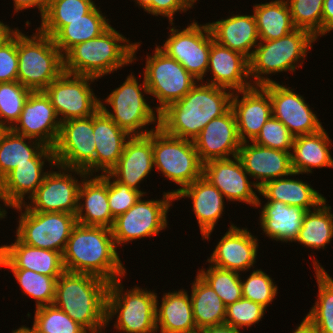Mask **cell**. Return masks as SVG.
Wrapping results in <instances>:
<instances>
[{"label":"cell","mask_w":333,"mask_h":333,"mask_svg":"<svg viewBox=\"0 0 333 333\" xmlns=\"http://www.w3.org/2000/svg\"><path fill=\"white\" fill-rule=\"evenodd\" d=\"M233 92L202 81L159 113V127L168 135L194 140L214 118L231 108Z\"/></svg>","instance_id":"cell-1"},{"label":"cell","mask_w":333,"mask_h":333,"mask_svg":"<svg viewBox=\"0 0 333 333\" xmlns=\"http://www.w3.org/2000/svg\"><path fill=\"white\" fill-rule=\"evenodd\" d=\"M62 255L65 271L95 275L109 283L126 275L111 229L106 227L77 223Z\"/></svg>","instance_id":"cell-2"},{"label":"cell","mask_w":333,"mask_h":333,"mask_svg":"<svg viewBox=\"0 0 333 333\" xmlns=\"http://www.w3.org/2000/svg\"><path fill=\"white\" fill-rule=\"evenodd\" d=\"M109 282L87 273L64 271L53 304L89 333H104Z\"/></svg>","instance_id":"cell-3"},{"label":"cell","mask_w":333,"mask_h":333,"mask_svg":"<svg viewBox=\"0 0 333 333\" xmlns=\"http://www.w3.org/2000/svg\"><path fill=\"white\" fill-rule=\"evenodd\" d=\"M140 42L131 43L110 26L98 37L79 43L64 56V72L100 79L135 63Z\"/></svg>","instance_id":"cell-4"},{"label":"cell","mask_w":333,"mask_h":333,"mask_svg":"<svg viewBox=\"0 0 333 333\" xmlns=\"http://www.w3.org/2000/svg\"><path fill=\"white\" fill-rule=\"evenodd\" d=\"M316 40L310 32L297 28L279 39L260 40L249 59V77L253 78L250 80L253 86L276 82L268 78L269 74L293 73L297 67H303L307 52Z\"/></svg>","instance_id":"cell-5"},{"label":"cell","mask_w":333,"mask_h":333,"mask_svg":"<svg viewBox=\"0 0 333 333\" xmlns=\"http://www.w3.org/2000/svg\"><path fill=\"white\" fill-rule=\"evenodd\" d=\"M18 78L32 91H44L64 72V58L54 40L38 28L27 36L17 28Z\"/></svg>","instance_id":"cell-6"},{"label":"cell","mask_w":333,"mask_h":333,"mask_svg":"<svg viewBox=\"0 0 333 333\" xmlns=\"http://www.w3.org/2000/svg\"><path fill=\"white\" fill-rule=\"evenodd\" d=\"M121 279L109 283L106 326L117 315L113 325L118 332L157 333V293L137 285L125 291Z\"/></svg>","instance_id":"cell-7"},{"label":"cell","mask_w":333,"mask_h":333,"mask_svg":"<svg viewBox=\"0 0 333 333\" xmlns=\"http://www.w3.org/2000/svg\"><path fill=\"white\" fill-rule=\"evenodd\" d=\"M136 78L131 72L120 87L112 90L105 101L100 102V108L130 136H144L159 127V112L151 108L144 98L143 93L149 95L144 78L143 84H139ZM107 105L111 106V111ZM155 123V128L148 130L145 127Z\"/></svg>","instance_id":"cell-8"},{"label":"cell","mask_w":333,"mask_h":333,"mask_svg":"<svg viewBox=\"0 0 333 333\" xmlns=\"http://www.w3.org/2000/svg\"><path fill=\"white\" fill-rule=\"evenodd\" d=\"M152 148L156 170L181 186L169 191L172 195L203 176V163L192 140L168 135L158 127L152 131Z\"/></svg>","instance_id":"cell-9"},{"label":"cell","mask_w":333,"mask_h":333,"mask_svg":"<svg viewBox=\"0 0 333 333\" xmlns=\"http://www.w3.org/2000/svg\"><path fill=\"white\" fill-rule=\"evenodd\" d=\"M13 209L20 212L15 236L20 242L63 254L72 230L77 225L75 214L30 211L25 205Z\"/></svg>","instance_id":"cell-10"},{"label":"cell","mask_w":333,"mask_h":333,"mask_svg":"<svg viewBox=\"0 0 333 333\" xmlns=\"http://www.w3.org/2000/svg\"><path fill=\"white\" fill-rule=\"evenodd\" d=\"M153 55H146L144 81L149 95L158 100L154 108L159 113L181 100L198 82L179 62L169 57L155 44Z\"/></svg>","instance_id":"cell-11"},{"label":"cell","mask_w":333,"mask_h":333,"mask_svg":"<svg viewBox=\"0 0 333 333\" xmlns=\"http://www.w3.org/2000/svg\"><path fill=\"white\" fill-rule=\"evenodd\" d=\"M143 197L114 219L111 232L116 247L137 239L157 236L167 228V214L170 206H173L172 201H175L174 195L168 191L163 192L161 200H145Z\"/></svg>","instance_id":"cell-12"},{"label":"cell","mask_w":333,"mask_h":333,"mask_svg":"<svg viewBox=\"0 0 333 333\" xmlns=\"http://www.w3.org/2000/svg\"><path fill=\"white\" fill-rule=\"evenodd\" d=\"M170 29L168 38L158 47L169 57L179 62L199 82L207 73L211 44L214 41L208 23L195 20L180 30Z\"/></svg>","instance_id":"cell-13"},{"label":"cell","mask_w":333,"mask_h":333,"mask_svg":"<svg viewBox=\"0 0 333 333\" xmlns=\"http://www.w3.org/2000/svg\"><path fill=\"white\" fill-rule=\"evenodd\" d=\"M56 165L96 174V145L93 134V115L61 122L53 148Z\"/></svg>","instance_id":"cell-14"},{"label":"cell","mask_w":333,"mask_h":333,"mask_svg":"<svg viewBox=\"0 0 333 333\" xmlns=\"http://www.w3.org/2000/svg\"><path fill=\"white\" fill-rule=\"evenodd\" d=\"M95 80L91 76L63 72L49 84L44 92L60 122L92 116L100 108L102 100L97 98L90 86Z\"/></svg>","instance_id":"cell-15"},{"label":"cell","mask_w":333,"mask_h":333,"mask_svg":"<svg viewBox=\"0 0 333 333\" xmlns=\"http://www.w3.org/2000/svg\"><path fill=\"white\" fill-rule=\"evenodd\" d=\"M57 167L58 171L49 170L42 184L29 199L31 200L30 203L26 202L24 204L30 211L62 212L76 215L80 182H82V178L87 173L82 170L65 168L59 165ZM70 172L74 173V175ZM75 174L78 177H82L80 181L78 178L76 179Z\"/></svg>","instance_id":"cell-16"},{"label":"cell","mask_w":333,"mask_h":333,"mask_svg":"<svg viewBox=\"0 0 333 333\" xmlns=\"http://www.w3.org/2000/svg\"><path fill=\"white\" fill-rule=\"evenodd\" d=\"M203 177L215 186L227 201H239L255 208L262 206L261 199L255 192H259V188L255 181H249V174L237 156L204 163ZM254 189L256 190L253 191Z\"/></svg>","instance_id":"cell-17"},{"label":"cell","mask_w":333,"mask_h":333,"mask_svg":"<svg viewBox=\"0 0 333 333\" xmlns=\"http://www.w3.org/2000/svg\"><path fill=\"white\" fill-rule=\"evenodd\" d=\"M272 103V115L294 136L315 133L323 128L318 116L294 89L277 82L263 85Z\"/></svg>","instance_id":"cell-18"},{"label":"cell","mask_w":333,"mask_h":333,"mask_svg":"<svg viewBox=\"0 0 333 333\" xmlns=\"http://www.w3.org/2000/svg\"><path fill=\"white\" fill-rule=\"evenodd\" d=\"M45 162H48L52 169L57 168L54 151L47 146L30 159V163L16 166L1 180L3 206L13 208L24 205L26 198L30 199L35 194L49 172L43 169ZM26 195L27 197L24 198Z\"/></svg>","instance_id":"cell-19"},{"label":"cell","mask_w":333,"mask_h":333,"mask_svg":"<svg viewBox=\"0 0 333 333\" xmlns=\"http://www.w3.org/2000/svg\"><path fill=\"white\" fill-rule=\"evenodd\" d=\"M60 125L61 122L45 92L32 91L11 130L53 149L59 136Z\"/></svg>","instance_id":"cell-20"},{"label":"cell","mask_w":333,"mask_h":333,"mask_svg":"<svg viewBox=\"0 0 333 333\" xmlns=\"http://www.w3.org/2000/svg\"><path fill=\"white\" fill-rule=\"evenodd\" d=\"M201 162L236 157L241 147L234 111L212 119L193 140Z\"/></svg>","instance_id":"cell-21"},{"label":"cell","mask_w":333,"mask_h":333,"mask_svg":"<svg viewBox=\"0 0 333 333\" xmlns=\"http://www.w3.org/2000/svg\"><path fill=\"white\" fill-rule=\"evenodd\" d=\"M258 241L247 228H240L231 223L207 262L239 273L249 271L251 267L255 268L253 266L257 259Z\"/></svg>","instance_id":"cell-22"},{"label":"cell","mask_w":333,"mask_h":333,"mask_svg":"<svg viewBox=\"0 0 333 333\" xmlns=\"http://www.w3.org/2000/svg\"><path fill=\"white\" fill-rule=\"evenodd\" d=\"M239 95L242 96L241 99ZM231 108L236 117L241 142L253 141L272 115L271 99L263 86L233 92Z\"/></svg>","instance_id":"cell-23"},{"label":"cell","mask_w":333,"mask_h":333,"mask_svg":"<svg viewBox=\"0 0 333 333\" xmlns=\"http://www.w3.org/2000/svg\"><path fill=\"white\" fill-rule=\"evenodd\" d=\"M152 131L144 136H131L125 143L123 153L109 174L119 183L141 191L140 183L153 171Z\"/></svg>","instance_id":"cell-24"},{"label":"cell","mask_w":333,"mask_h":333,"mask_svg":"<svg viewBox=\"0 0 333 333\" xmlns=\"http://www.w3.org/2000/svg\"><path fill=\"white\" fill-rule=\"evenodd\" d=\"M291 152L257 145L254 142H242L237 157L250 178L256 179L257 188L274 179L290 175Z\"/></svg>","instance_id":"cell-25"},{"label":"cell","mask_w":333,"mask_h":333,"mask_svg":"<svg viewBox=\"0 0 333 333\" xmlns=\"http://www.w3.org/2000/svg\"><path fill=\"white\" fill-rule=\"evenodd\" d=\"M28 269L51 277H60L65 271L63 255L54 250L36 248L20 242L0 246V270Z\"/></svg>","instance_id":"cell-26"},{"label":"cell","mask_w":333,"mask_h":333,"mask_svg":"<svg viewBox=\"0 0 333 333\" xmlns=\"http://www.w3.org/2000/svg\"><path fill=\"white\" fill-rule=\"evenodd\" d=\"M213 75L205 83L226 88L232 92L253 86L249 77V60L242 54L213 41L210 48L207 74ZM208 81V82H207Z\"/></svg>","instance_id":"cell-27"},{"label":"cell","mask_w":333,"mask_h":333,"mask_svg":"<svg viewBox=\"0 0 333 333\" xmlns=\"http://www.w3.org/2000/svg\"><path fill=\"white\" fill-rule=\"evenodd\" d=\"M75 216L79 224L111 229L114 218L108 202V173L95 176L87 174L82 179Z\"/></svg>","instance_id":"cell-28"},{"label":"cell","mask_w":333,"mask_h":333,"mask_svg":"<svg viewBox=\"0 0 333 333\" xmlns=\"http://www.w3.org/2000/svg\"><path fill=\"white\" fill-rule=\"evenodd\" d=\"M184 197L191 198L201 236L209 241L211 233L214 231L218 219L222 218L225 209L224 195L202 176L179 190L174 195V200Z\"/></svg>","instance_id":"cell-29"},{"label":"cell","mask_w":333,"mask_h":333,"mask_svg":"<svg viewBox=\"0 0 333 333\" xmlns=\"http://www.w3.org/2000/svg\"><path fill=\"white\" fill-rule=\"evenodd\" d=\"M214 41L233 51H236L248 60L258 45L256 19L252 15L231 14L226 19L208 22Z\"/></svg>","instance_id":"cell-30"},{"label":"cell","mask_w":333,"mask_h":333,"mask_svg":"<svg viewBox=\"0 0 333 333\" xmlns=\"http://www.w3.org/2000/svg\"><path fill=\"white\" fill-rule=\"evenodd\" d=\"M93 134L96 145V172L109 173L118 163L126 141L131 137L101 108L93 114Z\"/></svg>","instance_id":"cell-31"},{"label":"cell","mask_w":333,"mask_h":333,"mask_svg":"<svg viewBox=\"0 0 333 333\" xmlns=\"http://www.w3.org/2000/svg\"><path fill=\"white\" fill-rule=\"evenodd\" d=\"M332 139L324 128L294 137L290 153L292 170L299 174L312 173L314 168H333Z\"/></svg>","instance_id":"cell-32"},{"label":"cell","mask_w":333,"mask_h":333,"mask_svg":"<svg viewBox=\"0 0 333 333\" xmlns=\"http://www.w3.org/2000/svg\"><path fill=\"white\" fill-rule=\"evenodd\" d=\"M261 210L262 233L277 242H295L307 210L278 201H267Z\"/></svg>","instance_id":"cell-33"},{"label":"cell","mask_w":333,"mask_h":333,"mask_svg":"<svg viewBox=\"0 0 333 333\" xmlns=\"http://www.w3.org/2000/svg\"><path fill=\"white\" fill-rule=\"evenodd\" d=\"M156 327L160 333H197L192 303L185 289L164 293L161 304L156 297ZM160 304V306H159Z\"/></svg>","instance_id":"cell-34"},{"label":"cell","mask_w":333,"mask_h":333,"mask_svg":"<svg viewBox=\"0 0 333 333\" xmlns=\"http://www.w3.org/2000/svg\"><path fill=\"white\" fill-rule=\"evenodd\" d=\"M300 175L293 171L290 175L274 179L259 188V195L267 201L283 202L289 206H297L307 211L315 209L326 197L313 189L303 180L289 178L288 176ZM287 178V179H286Z\"/></svg>","instance_id":"cell-35"},{"label":"cell","mask_w":333,"mask_h":333,"mask_svg":"<svg viewBox=\"0 0 333 333\" xmlns=\"http://www.w3.org/2000/svg\"><path fill=\"white\" fill-rule=\"evenodd\" d=\"M97 5L81 19L70 21L63 26L52 38L55 45L64 56L75 45L98 37L111 25L106 15Z\"/></svg>","instance_id":"cell-36"},{"label":"cell","mask_w":333,"mask_h":333,"mask_svg":"<svg viewBox=\"0 0 333 333\" xmlns=\"http://www.w3.org/2000/svg\"><path fill=\"white\" fill-rule=\"evenodd\" d=\"M191 288L190 299L197 329L224 324L226 306L212 287L196 274Z\"/></svg>","instance_id":"cell-37"},{"label":"cell","mask_w":333,"mask_h":333,"mask_svg":"<svg viewBox=\"0 0 333 333\" xmlns=\"http://www.w3.org/2000/svg\"><path fill=\"white\" fill-rule=\"evenodd\" d=\"M259 40H274L295 30L286 0L253 5Z\"/></svg>","instance_id":"cell-38"},{"label":"cell","mask_w":333,"mask_h":333,"mask_svg":"<svg viewBox=\"0 0 333 333\" xmlns=\"http://www.w3.org/2000/svg\"><path fill=\"white\" fill-rule=\"evenodd\" d=\"M326 199L306 212L295 242L313 250L325 249L333 238V213ZM315 248V249H314Z\"/></svg>","instance_id":"cell-39"},{"label":"cell","mask_w":333,"mask_h":333,"mask_svg":"<svg viewBox=\"0 0 333 333\" xmlns=\"http://www.w3.org/2000/svg\"><path fill=\"white\" fill-rule=\"evenodd\" d=\"M315 278L318 285V295L315 305L309 310L305 319L319 333H333V278L327 274L318 260L312 259Z\"/></svg>","instance_id":"cell-40"},{"label":"cell","mask_w":333,"mask_h":333,"mask_svg":"<svg viewBox=\"0 0 333 333\" xmlns=\"http://www.w3.org/2000/svg\"><path fill=\"white\" fill-rule=\"evenodd\" d=\"M44 146L37 140L8 129L0 139V181L16 166L30 163V159Z\"/></svg>","instance_id":"cell-41"},{"label":"cell","mask_w":333,"mask_h":333,"mask_svg":"<svg viewBox=\"0 0 333 333\" xmlns=\"http://www.w3.org/2000/svg\"><path fill=\"white\" fill-rule=\"evenodd\" d=\"M96 6L93 0H50L38 29L53 37L63 26L88 14Z\"/></svg>","instance_id":"cell-42"},{"label":"cell","mask_w":333,"mask_h":333,"mask_svg":"<svg viewBox=\"0 0 333 333\" xmlns=\"http://www.w3.org/2000/svg\"><path fill=\"white\" fill-rule=\"evenodd\" d=\"M9 270L13 273L23 294L36 300V308L53 304L59 277L43 275L28 269Z\"/></svg>","instance_id":"cell-43"},{"label":"cell","mask_w":333,"mask_h":333,"mask_svg":"<svg viewBox=\"0 0 333 333\" xmlns=\"http://www.w3.org/2000/svg\"><path fill=\"white\" fill-rule=\"evenodd\" d=\"M197 274L208 283L221 298L225 306L242 298L241 278L239 272L222 269L213 265L199 269Z\"/></svg>","instance_id":"cell-44"},{"label":"cell","mask_w":333,"mask_h":333,"mask_svg":"<svg viewBox=\"0 0 333 333\" xmlns=\"http://www.w3.org/2000/svg\"><path fill=\"white\" fill-rule=\"evenodd\" d=\"M33 320L36 333H89L54 304L36 308Z\"/></svg>","instance_id":"cell-45"},{"label":"cell","mask_w":333,"mask_h":333,"mask_svg":"<svg viewBox=\"0 0 333 333\" xmlns=\"http://www.w3.org/2000/svg\"><path fill=\"white\" fill-rule=\"evenodd\" d=\"M31 92L18 81L0 83V121L7 129L18 121Z\"/></svg>","instance_id":"cell-46"},{"label":"cell","mask_w":333,"mask_h":333,"mask_svg":"<svg viewBox=\"0 0 333 333\" xmlns=\"http://www.w3.org/2000/svg\"><path fill=\"white\" fill-rule=\"evenodd\" d=\"M293 25L310 32L316 39L322 37L324 0H286Z\"/></svg>","instance_id":"cell-47"},{"label":"cell","mask_w":333,"mask_h":333,"mask_svg":"<svg viewBox=\"0 0 333 333\" xmlns=\"http://www.w3.org/2000/svg\"><path fill=\"white\" fill-rule=\"evenodd\" d=\"M248 277L241 279L242 298L251 300L265 307L273 302L278 293V286L261 269L252 270Z\"/></svg>","instance_id":"cell-48"},{"label":"cell","mask_w":333,"mask_h":333,"mask_svg":"<svg viewBox=\"0 0 333 333\" xmlns=\"http://www.w3.org/2000/svg\"><path fill=\"white\" fill-rule=\"evenodd\" d=\"M266 308L251 300L241 298L226 306L224 324L236 329L249 328L262 321Z\"/></svg>","instance_id":"cell-49"},{"label":"cell","mask_w":333,"mask_h":333,"mask_svg":"<svg viewBox=\"0 0 333 333\" xmlns=\"http://www.w3.org/2000/svg\"><path fill=\"white\" fill-rule=\"evenodd\" d=\"M293 139L294 136L289 132L288 128L271 115L252 142L263 147L290 152Z\"/></svg>","instance_id":"cell-50"},{"label":"cell","mask_w":333,"mask_h":333,"mask_svg":"<svg viewBox=\"0 0 333 333\" xmlns=\"http://www.w3.org/2000/svg\"><path fill=\"white\" fill-rule=\"evenodd\" d=\"M141 196L139 191L117 182L108 173V202L114 219L130 209Z\"/></svg>","instance_id":"cell-51"},{"label":"cell","mask_w":333,"mask_h":333,"mask_svg":"<svg viewBox=\"0 0 333 333\" xmlns=\"http://www.w3.org/2000/svg\"><path fill=\"white\" fill-rule=\"evenodd\" d=\"M18 54L17 28L12 35L0 44V83L17 81Z\"/></svg>","instance_id":"cell-52"},{"label":"cell","mask_w":333,"mask_h":333,"mask_svg":"<svg viewBox=\"0 0 333 333\" xmlns=\"http://www.w3.org/2000/svg\"><path fill=\"white\" fill-rule=\"evenodd\" d=\"M193 7L190 0H153V15L166 17L169 19V24L174 26V15L177 12L185 13Z\"/></svg>","instance_id":"cell-53"},{"label":"cell","mask_w":333,"mask_h":333,"mask_svg":"<svg viewBox=\"0 0 333 333\" xmlns=\"http://www.w3.org/2000/svg\"><path fill=\"white\" fill-rule=\"evenodd\" d=\"M13 3L14 14L33 7L40 11V17L42 18L49 6L50 0H13Z\"/></svg>","instance_id":"cell-54"},{"label":"cell","mask_w":333,"mask_h":333,"mask_svg":"<svg viewBox=\"0 0 333 333\" xmlns=\"http://www.w3.org/2000/svg\"><path fill=\"white\" fill-rule=\"evenodd\" d=\"M333 31V0H324L322 14V36Z\"/></svg>","instance_id":"cell-55"},{"label":"cell","mask_w":333,"mask_h":333,"mask_svg":"<svg viewBox=\"0 0 333 333\" xmlns=\"http://www.w3.org/2000/svg\"><path fill=\"white\" fill-rule=\"evenodd\" d=\"M197 333H241L240 329H236L230 325L222 324L218 326H209L199 329Z\"/></svg>","instance_id":"cell-56"},{"label":"cell","mask_w":333,"mask_h":333,"mask_svg":"<svg viewBox=\"0 0 333 333\" xmlns=\"http://www.w3.org/2000/svg\"><path fill=\"white\" fill-rule=\"evenodd\" d=\"M292 333H319L305 318Z\"/></svg>","instance_id":"cell-57"},{"label":"cell","mask_w":333,"mask_h":333,"mask_svg":"<svg viewBox=\"0 0 333 333\" xmlns=\"http://www.w3.org/2000/svg\"><path fill=\"white\" fill-rule=\"evenodd\" d=\"M16 28H11L8 24H4L0 21V44H2L7 38H9Z\"/></svg>","instance_id":"cell-58"},{"label":"cell","mask_w":333,"mask_h":333,"mask_svg":"<svg viewBox=\"0 0 333 333\" xmlns=\"http://www.w3.org/2000/svg\"><path fill=\"white\" fill-rule=\"evenodd\" d=\"M134 2L140 7L143 8L145 12L153 15V0H134Z\"/></svg>","instance_id":"cell-59"},{"label":"cell","mask_w":333,"mask_h":333,"mask_svg":"<svg viewBox=\"0 0 333 333\" xmlns=\"http://www.w3.org/2000/svg\"><path fill=\"white\" fill-rule=\"evenodd\" d=\"M12 333H36L28 326H20L18 329L12 330Z\"/></svg>","instance_id":"cell-60"},{"label":"cell","mask_w":333,"mask_h":333,"mask_svg":"<svg viewBox=\"0 0 333 333\" xmlns=\"http://www.w3.org/2000/svg\"><path fill=\"white\" fill-rule=\"evenodd\" d=\"M0 201H1V203H3V199L2 198H0ZM1 205H3V204H0V219H3V218L6 217L7 211H6L5 207H3Z\"/></svg>","instance_id":"cell-61"},{"label":"cell","mask_w":333,"mask_h":333,"mask_svg":"<svg viewBox=\"0 0 333 333\" xmlns=\"http://www.w3.org/2000/svg\"><path fill=\"white\" fill-rule=\"evenodd\" d=\"M8 129L0 121V139Z\"/></svg>","instance_id":"cell-62"},{"label":"cell","mask_w":333,"mask_h":333,"mask_svg":"<svg viewBox=\"0 0 333 333\" xmlns=\"http://www.w3.org/2000/svg\"><path fill=\"white\" fill-rule=\"evenodd\" d=\"M190 2L194 5V3L197 2V0H190Z\"/></svg>","instance_id":"cell-63"},{"label":"cell","mask_w":333,"mask_h":333,"mask_svg":"<svg viewBox=\"0 0 333 333\" xmlns=\"http://www.w3.org/2000/svg\"><path fill=\"white\" fill-rule=\"evenodd\" d=\"M0 198H2V196H1V181H0Z\"/></svg>","instance_id":"cell-64"}]
</instances>
